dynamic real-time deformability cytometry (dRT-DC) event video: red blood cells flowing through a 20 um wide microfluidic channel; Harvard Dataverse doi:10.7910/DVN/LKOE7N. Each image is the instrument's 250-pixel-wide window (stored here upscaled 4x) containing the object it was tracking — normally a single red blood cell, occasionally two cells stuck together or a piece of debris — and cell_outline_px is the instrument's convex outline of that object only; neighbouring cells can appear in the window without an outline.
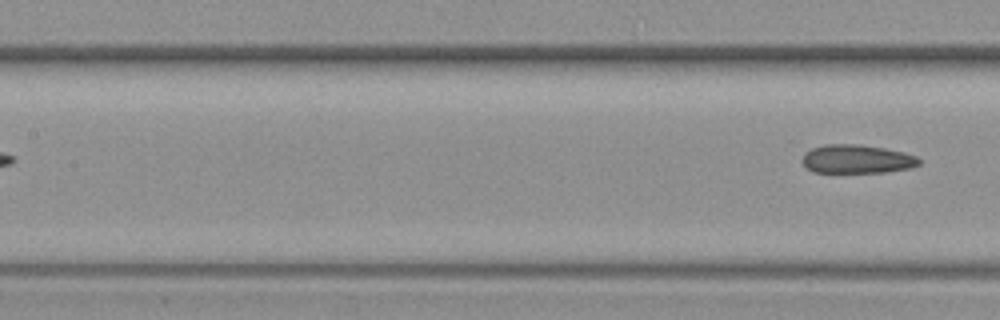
{"species": "common noctule bat (a hibernating species)", "species_latin": "Nyctalus noctula", "temperature_condition": "warm", "stored_images_in_passage": 8, "segment_of_instrument_passage": [2, 2], "camera_frame_rate_fps": 3000, "um_per_image_px": 0.085, "animal": {"sex": "female", "body_mass_g": 19.3, "forearm_length_mm": 54.1}, "frame": {"image": 1, "passage_image": 8, "time_ms": 2.333, "image_size_px": [1000, 320], "cell_outline_px": [[920, 164], [912, 168], [884, 172], [812, 172], [800, 160], [804, 152], [812, 148], [824, 144], [860, 144], [884, 148], [904, 152], [916, 156], [920, 160]], "centroid_in_image_um": [72.82, 13.51], "position_along_channel_um": 134.6, "area_um2": 19.65}}